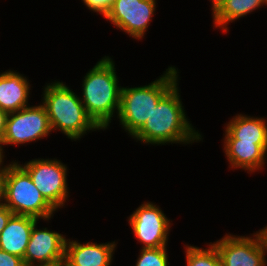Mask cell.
Listing matches in <instances>:
<instances>
[{
	"label": "cell",
	"mask_w": 267,
	"mask_h": 266,
	"mask_svg": "<svg viewBox=\"0 0 267 266\" xmlns=\"http://www.w3.org/2000/svg\"><path fill=\"white\" fill-rule=\"evenodd\" d=\"M178 83L157 103L143 127L132 137L148 145L192 144L203 140L185 114Z\"/></svg>",
	"instance_id": "obj_1"
},
{
	"label": "cell",
	"mask_w": 267,
	"mask_h": 266,
	"mask_svg": "<svg viewBox=\"0 0 267 266\" xmlns=\"http://www.w3.org/2000/svg\"><path fill=\"white\" fill-rule=\"evenodd\" d=\"M115 62L109 56L100 59L82 81L80 99L93 121L104 131L112 117L118 115L121 89L115 72ZM116 110V111H115Z\"/></svg>",
	"instance_id": "obj_2"
},
{
	"label": "cell",
	"mask_w": 267,
	"mask_h": 266,
	"mask_svg": "<svg viewBox=\"0 0 267 266\" xmlns=\"http://www.w3.org/2000/svg\"><path fill=\"white\" fill-rule=\"evenodd\" d=\"M45 106L52 132L61 131L71 140H80L90 131L101 128L88 115L80 96L63 82L52 81L43 89Z\"/></svg>",
	"instance_id": "obj_3"
},
{
	"label": "cell",
	"mask_w": 267,
	"mask_h": 266,
	"mask_svg": "<svg viewBox=\"0 0 267 266\" xmlns=\"http://www.w3.org/2000/svg\"><path fill=\"white\" fill-rule=\"evenodd\" d=\"M176 69L169 66L148 85L122 87L117 118L129 136L133 137L143 127L157 103L178 83L180 72Z\"/></svg>",
	"instance_id": "obj_4"
},
{
	"label": "cell",
	"mask_w": 267,
	"mask_h": 266,
	"mask_svg": "<svg viewBox=\"0 0 267 266\" xmlns=\"http://www.w3.org/2000/svg\"><path fill=\"white\" fill-rule=\"evenodd\" d=\"M3 203L16 215L49 221L55 209L45 200L29 174L12 161L3 171Z\"/></svg>",
	"instance_id": "obj_5"
},
{
	"label": "cell",
	"mask_w": 267,
	"mask_h": 266,
	"mask_svg": "<svg viewBox=\"0 0 267 266\" xmlns=\"http://www.w3.org/2000/svg\"><path fill=\"white\" fill-rule=\"evenodd\" d=\"M31 177L32 182L45 200L57 211L63 208L69 197L67 166L60 160L32 159L24 164L18 163Z\"/></svg>",
	"instance_id": "obj_6"
},
{
	"label": "cell",
	"mask_w": 267,
	"mask_h": 266,
	"mask_svg": "<svg viewBox=\"0 0 267 266\" xmlns=\"http://www.w3.org/2000/svg\"><path fill=\"white\" fill-rule=\"evenodd\" d=\"M252 236L225 234L223 238L213 242L216 247L221 266H266L267 240L262 230Z\"/></svg>",
	"instance_id": "obj_7"
},
{
	"label": "cell",
	"mask_w": 267,
	"mask_h": 266,
	"mask_svg": "<svg viewBox=\"0 0 267 266\" xmlns=\"http://www.w3.org/2000/svg\"><path fill=\"white\" fill-rule=\"evenodd\" d=\"M50 133L52 134V129L48 114L45 106L40 103L9 113L1 143L4 146L23 145L43 139Z\"/></svg>",
	"instance_id": "obj_8"
},
{
	"label": "cell",
	"mask_w": 267,
	"mask_h": 266,
	"mask_svg": "<svg viewBox=\"0 0 267 266\" xmlns=\"http://www.w3.org/2000/svg\"><path fill=\"white\" fill-rule=\"evenodd\" d=\"M128 223L142 249L167 246L172 224L155 203L143 202L129 216Z\"/></svg>",
	"instance_id": "obj_9"
},
{
	"label": "cell",
	"mask_w": 267,
	"mask_h": 266,
	"mask_svg": "<svg viewBox=\"0 0 267 266\" xmlns=\"http://www.w3.org/2000/svg\"><path fill=\"white\" fill-rule=\"evenodd\" d=\"M156 3V0H114L104 18L129 37L140 41L148 31Z\"/></svg>",
	"instance_id": "obj_10"
},
{
	"label": "cell",
	"mask_w": 267,
	"mask_h": 266,
	"mask_svg": "<svg viewBox=\"0 0 267 266\" xmlns=\"http://www.w3.org/2000/svg\"><path fill=\"white\" fill-rule=\"evenodd\" d=\"M37 221L31 231L23 258L24 264L48 265L64 263L66 237L48 228L38 229Z\"/></svg>",
	"instance_id": "obj_11"
},
{
	"label": "cell",
	"mask_w": 267,
	"mask_h": 266,
	"mask_svg": "<svg viewBox=\"0 0 267 266\" xmlns=\"http://www.w3.org/2000/svg\"><path fill=\"white\" fill-rule=\"evenodd\" d=\"M117 243L87 242L66 239L64 266H111Z\"/></svg>",
	"instance_id": "obj_12"
},
{
	"label": "cell",
	"mask_w": 267,
	"mask_h": 266,
	"mask_svg": "<svg viewBox=\"0 0 267 266\" xmlns=\"http://www.w3.org/2000/svg\"><path fill=\"white\" fill-rule=\"evenodd\" d=\"M223 151L229 162V168L242 169L247 173L262 170L267 157V144L238 139H223Z\"/></svg>",
	"instance_id": "obj_13"
},
{
	"label": "cell",
	"mask_w": 267,
	"mask_h": 266,
	"mask_svg": "<svg viewBox=\"0 0 267 266\" xmlns=\"http://www.w3.org/2000/svg\"><path fill=\"white\" fill-rule=\"evenodd\" d=\"M30 87L26 76L17 71L0 73V109L11 113L30 106Z\"/></svg>",
	"instance_id": "obj_14"
},
{
	"label": "cell",
	"mask_w": 267,
	"mask_h": 266,
	"mask_svg": "<svg viewBox=\"0 0 267 266\" xmlns=\"http://www.w3.org/2000/svg\"><path fill=\"white\" fill-rule=\"evenodd\" d=\"M39 219L13 214L0 234V249L24 258L30 234Z\"/></svg>",
	"instance_id": "obj_15"
},
{
	"label": "cell",
	"mask_w": 267,
	"mask_h": 266,
	"mask_svg": "<svg viewBox=\"0 0 267 266\" xmlns=\"http://www.w3.org/2000/svg\"><path fill=\"white\" fill-rule=\"evenodd\" d=\"M225 125L224 139L267 144V120L265 118L237 114Z\"/></svg>",
	"instance_id": "obj_16"
},
{
	"label": "cell",
	"mask_w": 267,
	"mask_h": 266,
	"mask_svg": "<svg viewBox=\"0 0 267 266\" xmlns=\"http://www.w3.org/2000/svg\"><path fill=\"white\" fill-rule=\"evenodd\" d=\"M267 5V0H226L222 7L212 16L214 28L228 32V25L243 18L254 10Z\"/></svg>",
	"instance_id": "obj_17"
},
{
	"label": "cell",
	"mask_w": 267,
	"mask_h": 266,
	"mask_svg": "<svg viewBox=\"0 0 267 266\" xmlns=\"http://www.w3.org/2000/svg\"><path fill=\"white\" fill-rule=\"evenodd\" d=\"M186 266H221V260L216 247L210 242L207 248L185 244Z\"/></svg>",
	"instance_id": "obj_18"
},
{
	"label": "cell",
	"mask_w": 267,
	"mask_h": 266,
	"mask_svg": "<svg viewBox=\"0 0 267 266\" xmlns=\"http://www.w3.org/2000/svg\"><path fill=\"white\" fill-rule=\"evenodd\" d=\"M167 246L140 249L135 266H169Z\"/></svg>",
	"instance_id": "obj_19"
},
{
	"label": "cell",
	"mask_w": 267,
	"mask_h": 266,
	"mask_svg": "<svg viewBox=\"0 0 267 266\" xmlns=\"http://www.w3.org/2000/svg\"><path fill=\"white\" fill-rule=\"evenodd\" d=\"M88 10L104 15L108 12L114 0H82Z\"/></svg>",
	"instance_id": "obj_20"
},
{
	"label": "cell",
	"mask_w": 267,
	"mask_h": 266,
	"mask_svg": "<svg viewBox=\"0 0 267 266\" xmlns=\"http://www.w3.org/2000/svg\"><path fill=\"white\" fill-rule=\"evenodd\" d=\"M23 258L0 249V266H23Z\"/></svg>",
	"instance_id": "obj_21"
},
{
	"label": "cell",
	"mask_w": 267,
	"mask_h": 266,
	"mask_svg": "<svg viewBox=\"0 0 267 266\" xmlns=\"http://www.w3.org/2000/svg\"><path fill=\"white\" fill-rule=\"evenodd\" d=\"M13 215V212L4 204L0 205V234L2 230L6 227L7 222Z\"/></svg>",
	"instance_id": "obj_22"
},
{
	"label": "cell",
	"mask_w": 267,
	"mask_h": 266,
	"mask_svg": "<svg viewBox=\"0 0 267 266\" xmlns=\"http://www.w3.org/2000/svg\"><path fill=\"white\" fill-rule=\"evenodd\" d=\"M8 115V112L0 109V142L5 135Z\"/></svg>",
	"instance_id": "obj_23"
},
{
	"label": "cell",
	"mask_w": 267,
	"mask_h": 266,
	"mask_svg": "<svg viewBox=\"0 0 267 266\" xmlns=\"http://www.w3.org/2000/svg\"><path fill=\"white\" fill-rule=\"evenodd\" d=\"M212 2V16L222 7L226 0H210Z\"/></svg>",
	"instance_id": "obj_24"
},
{
	"label": "cell",
	"mask_w": 267,
	"mask_h": 266,
	"mask_svg": "<svg viewBox=\"0 0 267 266\" xmlns=\"http://www.w3.org/2000/svg\"><path fill=\"white\" fill-rule=\"evenodd\" d=\"M3 147L4 146L0 142V172H3L5 170V168H6V165L3 164L4 163V158H5V156H4L5 152H4Z\"/></svg>",
	"instance_id": "obj_25"
},
{
	"label": "cell",
	"mask_w": 267,
	"mask_h": 266,
	"mask_svg": "<svg viewBox=\"0 0 267 266\" xmlns=\"http://www.w3.org/2000/svg\"><path fill=\"white\" fill-rule=\"evenodd\" d=\"M3 203V172H0V205Z\"/></svg>",
	"instance_id": "obj_26"
},
{
	"label": "cell",
	"mask_w": 267,
	"mask_h": 266,
	"mask_svg": "<svg viewBox=\"0 0 267 266\" xmlns=\"http://www.w3.org/2000/svg\"><path fill=\"white\" fill-rule=\"evenodd\" d=\"M33 266H64V263L48 264V265H33Z\"/></svg>",
	"instance_id": "obj_27"
},
{
	"label": "cell",
	"mask_w": 267,
	"mask_h": 266,
	"mask_svg": "<svg viewBox=\"0 0 267 266\" xmlns=\"http://www.w3.org/2000/svg\"><path fill=\"white\" fill-rule=\"evenodd\" d=\"M261 230L263 231L264 236H265V238L267 240V225L263 229H261Z\"/></svg>",
	"instance_id": "obj_28"
}]
</instances>
